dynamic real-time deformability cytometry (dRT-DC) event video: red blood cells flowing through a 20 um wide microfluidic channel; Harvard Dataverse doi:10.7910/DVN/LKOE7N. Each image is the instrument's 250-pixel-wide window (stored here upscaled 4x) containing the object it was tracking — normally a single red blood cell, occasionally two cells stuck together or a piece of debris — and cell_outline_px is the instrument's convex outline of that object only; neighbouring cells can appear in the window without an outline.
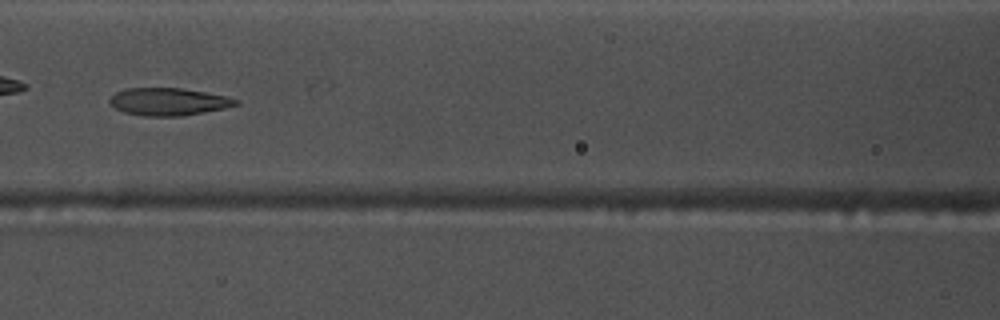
{"species": "common noctule bat (a hibernating species)", "species_latin": "Nyctalus noctula", "temperature_condition": "warm", "stored_images_in_passage": 26, "camera_frame_rate_fps": 3000, "um_per_image_px": 0.085, "animal": {"sex": "male", "body_mass_g": 17.5, "forearm_length_mm": 52.3}, "frame": {"image": 1, "passage_image": 8, "time_ms": 2.333, "image_size_px": [1000, 320], "cell_outline_px": [[240, 104], [224, 108], [204, 112], [180, 116], [144, 116], [124, 112], [108, 104], [108, 100], [116, 92], [128, 88], [180, 88], [228, 96], [240, 100]], "centroid_in_image_um": [14.33, 8.64], "position_along_channel_um": 152.3, "area_um2": 20.23}}
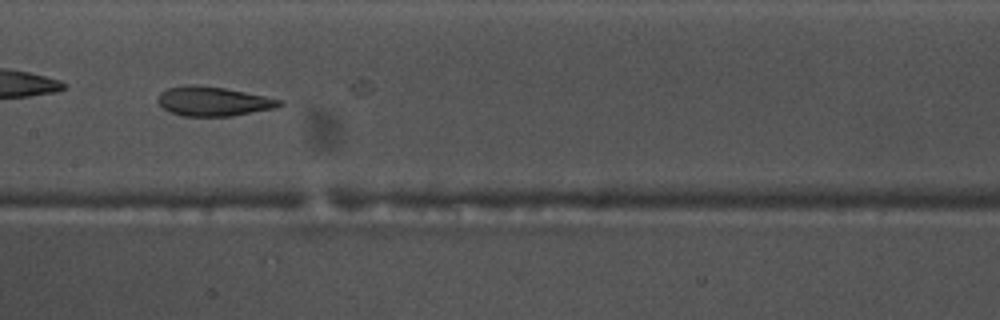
{"frame": {"image": 2, "passage_image": 11, "time_ms": 3.333, "image_size_px": [1000, 320], "cell_outline_px": [[284, 104], [272, 108], [232, 116], [184, 116], [168, 112], [156, 100], [160, 92], [168, 88], [192, 84], [196, 84], [224, 88], [264, 96], [280, 100]], "centroid_in_image_um": [18.06, 8.61], "position_along_channel_um": 189.3, "area_um2": 20.58}, "authors_computed_cell_mechanics": {"area_um2": 20.5479, "velocity_mm_per_s": 3.7336, "shape_relaxation_time_tau1_ms": null, "shape_relaxation_time_tau2_ms": 2.5789, "deformation_change_tau1": null, "deformation_change_tau2": 0.0925}}